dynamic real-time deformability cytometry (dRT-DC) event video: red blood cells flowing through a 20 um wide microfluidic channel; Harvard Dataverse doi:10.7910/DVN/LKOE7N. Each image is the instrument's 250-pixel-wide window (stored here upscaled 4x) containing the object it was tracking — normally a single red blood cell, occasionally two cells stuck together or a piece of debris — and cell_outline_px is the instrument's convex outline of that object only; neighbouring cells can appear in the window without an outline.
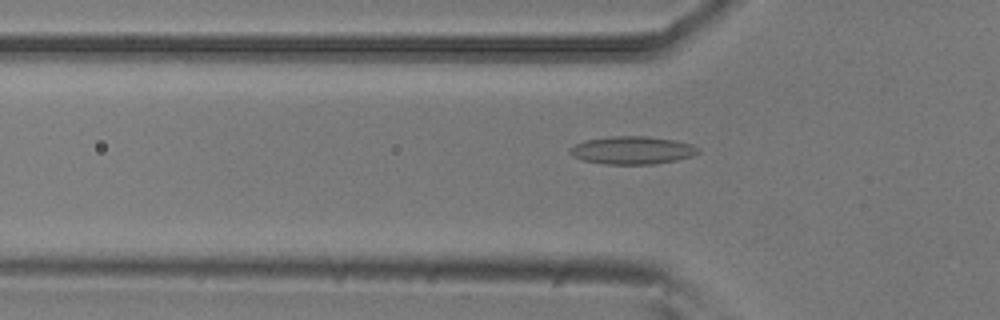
{"species": "common noctule bat (a hibernating species)", "species_latin": "Nyctalus noctula", "temperature_condition": "room temperature", "stored_images_in_passage": 44, "camera_frame_rate_fps": 3000, "um_per_image_px": 0.085, "animal": {"sex": "male", "body_mass_g": 20.5, "forearm_length_mm": 52.5}, "frame": {"image": 1, "passage_image": 8, "time_ms": 2.333, "image_size_px": [1000, 320], "cell_outline_px": [[700, 152], [692, 156], [676, 160], [656, 164], [604, 164], [584, 160], [572, 156], [568, 152], [568, 148], [584, 140], [612, 136], [648, 136], [676, 140], [692, 144], [700, 148]], "centroid_in_image_um": [53.75, 12.76], "position_along_channel_um": 72.0, "area_um2": 21.04}}
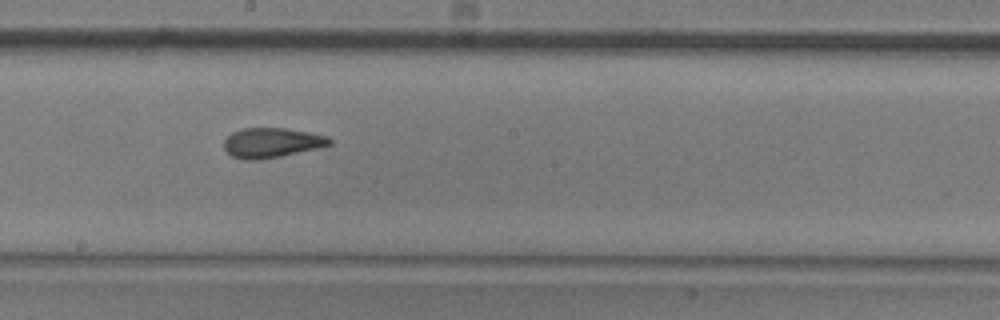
{"frame": {"image": 2, "passage_image": 20, "time_ms": 6.333, "image_size_px": [1000, 320], "cell_outline_px": [[332, 144], [316, 148], [280, 156], [260, 160], [244, 160], [232, 156], [224, 148], [224, 140], [232, 132], [240, 128], [284, 128], [308, 132], [328, 136], [332, 140]], "centroid_in_image_um": [23.07, 12.13], "position_along_channel_um": 225.1, "area_um2": 18.26}}
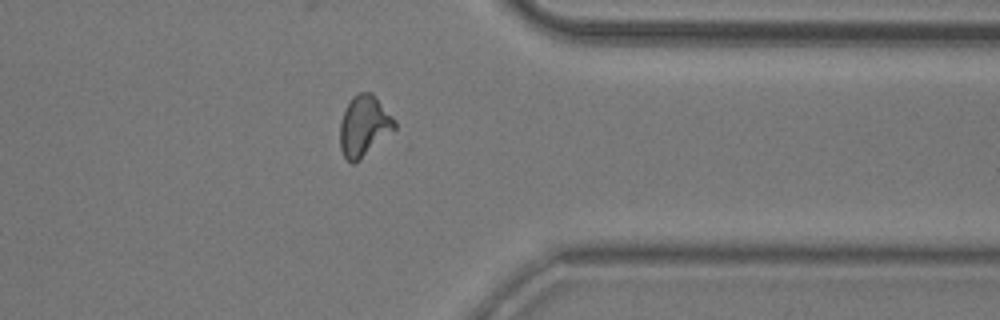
{"frame": {"image": 3, "passage_image": 33, "time_ms": 10.667, "image_size_px": [1000, 320], "cell_outline_px": [[396, 128], [360, 160], [352, 164], [344, 156], [340, 148], [340, 120], [352, 96], [360, 92], [372, 92], [376, 96], [396, 120]], "centroid_in_image_um": [30.95, 10.69], "position_along_channel_um": 380.5, "area_um2": 19.36}, "authors_computed_cell_mechanics": {"area_um2": 18.4382, "velocity_mm_per_s": 3.7989, "shape_relaxation_time_tau1_ms": 7.4158, "shape_relaxation_time_tau2_ms": 1.5539, "deformation_change_tau1": 0.1595, "deformation_change_tau2": 0.0962}}